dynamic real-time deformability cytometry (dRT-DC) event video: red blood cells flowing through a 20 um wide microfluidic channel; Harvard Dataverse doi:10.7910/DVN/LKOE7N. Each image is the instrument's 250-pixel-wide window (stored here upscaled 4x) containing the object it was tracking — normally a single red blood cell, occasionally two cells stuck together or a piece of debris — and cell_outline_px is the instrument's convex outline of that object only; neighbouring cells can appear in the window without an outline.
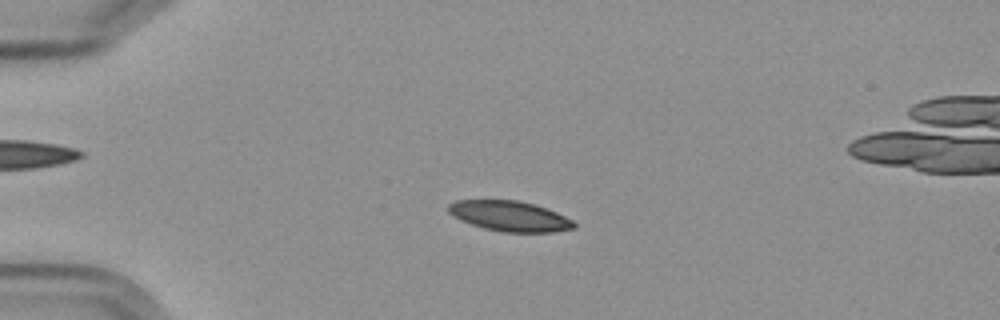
{"species": "Egyptian fruit bat (a non-hibernating species)", "species_latin": "Rousettus aegyptiacus", "temperature_condition": "cold", "stored_images_in_passage": 6, "camera_frame_rate_fps": 3000, "um_per_image_px": 0.085, "frame": {"image": 1, "passage_image": 4, "time_ms": 3.667, "image_size_px": [1000, 320], "cell_outline_px": [[576, 228], [552, 232], [500, 232], [484, 228], [460, 220], [452, 216], [448, 212], [448, 204], [456, 200], [516, 200], [536, 204], [556, 212], [572, 220], [576, 224]], "centroid_in_image_um": [43.31, 18.37], "position_along_channel_um": 41.7, "area_um2": 22.25}}
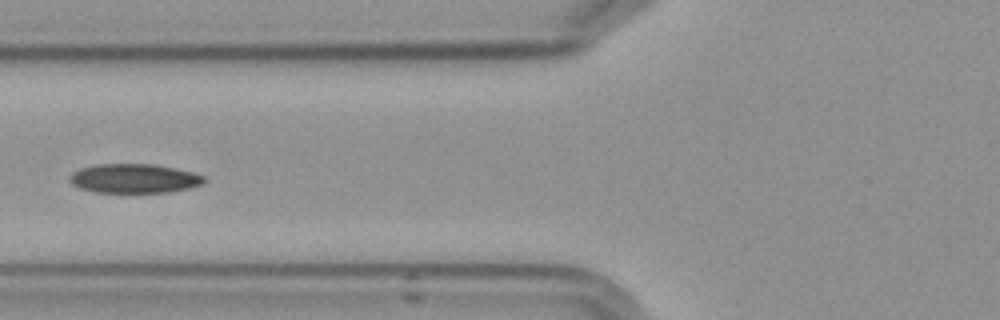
{"frame": {"image": 2, "passage_image": 6, "time_ms": 6.667, "image_size_px": [1000, 320], "cell_outline_px": [[208, 180], [200, 184], [188, 188], [168, 192], [136, 196], [96, 192], [80, 188], [72, 184], [68, 180], [72, 172], [80, 168], [96, 164], [156, 164], [176, 168], [192, 172], [204, 176]], "centroid_in_image_um": [11.39, 15.21], "position_along_channel_um": 114.4, "area_um2": 23.93}}